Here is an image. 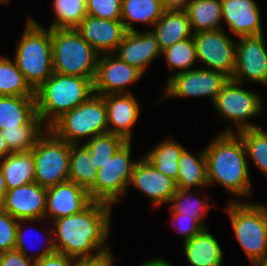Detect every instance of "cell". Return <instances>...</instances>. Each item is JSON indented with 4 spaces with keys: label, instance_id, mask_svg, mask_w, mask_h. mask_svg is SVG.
<instances>
[{
    "label": "cell",
    "instance_id": "1",
    "mask_svg": "<svg viewBox=\"0 0 267 266\" xmlns=\"http://www.w3.org/2000/svg\"><path fill=\"white\" fill-rule=\"evenodd\" d=\"M111 210L107 203L92 201L77 214L53 220L56 251L73 258H93L110 252L106 244L111 231Z\"/></svg>",
    "mask_w": 267,
    "mask_h": 266
},
{
    "label": "cell",
    "instance_id": "2",
    "mask_svg": "<svg viewBox=\"0 0 267 266\" xmlns=\"http://www.w3.org/2000/svg\"><path fill=\"white\" fill-rule=\"evenodd\" d=\"M231 126L218 133L204 148L209 186L221 184L238 197L251 196L246 149L241 137Z\"/></svg>",
    "mask_w": 267,
    "mask_h": 266
},
{
    "label": "cell",
    "instance_id": "3",
    "mask_svg": "<svg viewBox=\"0 0 267 266\" xmlns=\"http://www.w3.org/2000/svg\"><path fill=\"white\" fill-rule=\"evenodd\" d=\"M94 79L54 72L35 90L36 112L44 123L43 126L49 128L65 112L95 94Z\"/></svg>",
    "mask_w": 267,
    "mask_h": 266
},
{
    "label": "cell",
    "instance_id": "4",
    "mask_svg": "<svg viewBox=\"0 0 267 266\" xmlns=\"http://www.w3.org/2000/svg\"><path fill=\"white\" fill-rule=\"evenodd\" d=\"M15 53L17 67L30 87L37 90L54 73L52 29H45L28 18Z\"/></svg>",
    "mask_w": 267,
    "mask_h": 266
},
{
    "label": "cell",
    "instance_id": "5",
    "mask_svg": "<svg viewBox=\"0 0 267 266\" xmlns=\"http://www.w3.org/2000/svg\"><path fill=\"white\" fill-rule=\"evenodd\" d=\"M228 213L238 243L253 266L267 256V206L231 200Z\"/></svg>",
    "mask_w": 267,
    "mask_h": 266
},
{
    "label": "cell",
    "instance_id": "6",
    "mask_svg": "<svg viewBox=\"0 0 267 266\" xmlns=\"http://www.w3.org/2000/svg\"><path fill=\"white\" fill-rule=\"evenodd\" d=\"M99 56L76 29H52L54 72L95 78Z\"/></svg>",
    "mask_w": 267,
    "mask_h": 266
},
{
    "label": "cell",
    "instance_id": "7",
    "mask_svg": "<svg viewBox=\"0 0 267 266\" xmlns=\"http://www.w3.org/2000/svg\"><path fill=\"white\" fill-rule=\"evenodd\" d=\"M49 129L69 144H80L109 132L107 107L104 97L93 94L87 101L65 112Z\"/></svg>",
    "mask_w": 267,
    "mask_h": 266
},
{
    "label": "cell",
    "instance_id": "8",
    "mask_svg": "<svg viewBox=\"0 0 267 266\" xmlns=\"http://www.w3.org/2000/svg\"><path fill=\"white\" fill-rule=\"evenodd\" d=\"M31 152L34 156V182L49 188L69 180L71 144L45 127Z\"/></svg>",
    "mask_w": 267,
    "mask_h": 266
},
{
    "label": "cell",
    "instance_id": "9",
    "mask_svg": "<svg viewBox=\"0 0 267 266\" xmlns=\"http://www.w3.org/2000/svg\"><path fill=\"white\" fill-rule=\"evenodd\" d=\"M131 141H126L106 163L97 170L96 201L111 206L126 194L133 169L138 162L131 160Z\"/></svg>",
    "mask_w": 267,
    "mask_h": 266
},
{
    "label": "cell",
    "instance_id": "10",
    "mask_svg": "<svg viewBox=\"0 0 267 266\" xmlns=\"http://www.w3.org/2000/svg\"><path fill=\"white\" fill-rule=\"evenodd\" d=\"M241 85L228 79L212 103L221 117L235 124L237 132L260 127L247 120L263 112L264 108L261 96L244 90Z\"/></svg>",
    "mask_w": 267,
    "mask_h": 266
},
{
    "label": "cell",
    "instance_id": "11",
    "mask_svg": "<svg viewBox=\"0 0 267 266\" xmlns=\"http://www.w3.org/2000/svg\"><path fill=\"white\" fill-rule=\"evenodd\" d=\"M197 61L209 70L218 71L232 78L237 61L238 45L225 30L202 31L193 34Z\"/></svg>",
    "mask_w": 267,
    "mask_h": 266
},
{
    "label": "cell",
    "instance_id": "12",
    "mask_svg": "<svg viewBox=\"0 0 267 266\" xmlns=\"http://www.w3.org/2000/svg\"><path fill=\"white\" fill-rule=\"evenodd\" d=\"M228 77L221 72L207 68H195L168 77L164 97H204L209 96L212 103L221 92Z\"/></svg>",
    "mask_w": 267,
    "mask_h": 266
},
{
    "label": "cell",
    "instance_id": "13",
    "mask_svg": "<svg viewBox=\"0 0 267 266\" xmlns=\"http://www.w3.org/2000/svg\"><path fill=\"white\" fill-rule=\"evenodd\" d=\"M237 61L232 80L267 84V48L262 35L238 37Z\"/></svg>",
    "mask_w": 267,
    "mask_h": 266
},
{
    "label": "cell",
    "instance_id": "14",
    "mask_svg": "<svg viewBox=\"0 0 267 266\" xmlns=\"http://www.w3.org/2000/svg\"><path fill=\"white\" fill-rule=\"evenodd\" d=\"M142 76L138 69L123 62L114 53L101 54L94 79V93L101 96L131 93L126 87Z\"/></svg>",
    "mask_w": 267,
    "mask_h": 266
},
{
    "label": "cell",
    "instance_id": "15",
    "mask_svg": "<svg viewBox=\"0 0 267 266\" xmlns=\"http://www.w3.org/2000/svg\"><path fill=\"white\" fill-rule=\"evenodd\" d=\"M47 188L36 182L7 190L3 210L19 220L45 219Z\"/></svg>",
    "mask_w": 267,
    "mask_h": 266
},
{
    "label": "cell",
    "instance_id": "16",
    "mask_svg": "<svg viewBox=\"0 0 267 266\" xmlns=\"http://www.w3.org/2000/svg\"><path fill=\"white\" fill-rule=\"evenodd\" d=\"M131 184L148 196L154 207L168 205L177 190L175 180L158 171L144 156L134 166Z\"/></svg>",
    "mask_w": 267,
    "mask_h": 266
},
{
    "label": "cell",
    "instance_id": "17",
    "mask_svg": "<svg viewBox=\"0 0 267 266\" xmlns=\"http://www.w3.org/2000/svg\"><path fill=\"white\" fill-rule=\"evenodd\" d=\"M114 54L144 74L148 65L162 55V50L151 31L134 30L126 32Z\"/></svg>",
    "mask_w": 267,
    "mask_h": 266
},
{
    "label": "cell",
    "instance_id": "18",
    "mask_svg": "<svg viewBox=\"0 0 267 266\" xmlns=\"http://www.w3.org/2000/svg\"><path fill=\"white\" fill-rule=\"evenodd\" d=\"M92 202L89 193L73 181L47 188L45 219L52 220L81 212Z\"/></svg>",
    "mask_w": 267,
    "mask_h": 266
},
{
    "label": "cell",
    "instance_id": "19",
    "mask_svg": "<svg viewBox=\"0 0 267 266\" xmlns=\"http://www.w3.org/2000/svg\"><path fill=\"white\" fill-rule=\"evenodd\" d=\"M75 29L100 55L114 53L127 32L121 20L89 15Z\"/></svg>",
    "mask_w": 267,
    "mask_h": 266
},
{
    "label": "cell",
    "instance_id": "20",
    "mask_svg": "<svg viewBox=\"0 0 267 266\" xmlns=\"http://www.w3.org/2000/svg\"><path fill=\"white\" fill-rule=\"evenodd\" d=\"M222 20L237 38L262 35L261 12L254 0H221Z\"/></svg>",
    "mask_w": 267,
    "mask_h": 266
},
{
    "label": "cell",
    "instance_id": "21",
    "mask_svg": "<svg viewBox=\"0 0 267 266\" xmlns=\"http://www.w3.org/2000/svg\"><path fill=\"white\" fill-rule=\"evenodd\" d=\"M107 107L109 133L132 141V128L137 122L140 113L138 100L132 93L104 95Z\"/></svg>",
    "mask_w": 267,
    "mask_h": 266
},
{
    "label": "cell",
    "instance_id": "22",
    "mask_svg": "<svg viewBox=\"0 0 267 266\" xmlns=\"http://www.w3.org/2000/svg\"><path fill=\"white\" fill-rule=\"evenodd\" d=\"M153 26L155 29L150 31L162 51L176 42L193 37L188 14L182 6L169 5Z\"/></svg>",
    "mask_w": 267,
    "mask_h": 266
},
{
    "label": "cell",
    "instance_id": "23",
    "mask_svg": "<svg viewBox=\"0 0 267 266\" xmlns=\"http://www.w3.org/2000/svg\"><path fill=\"white\" fill-rule=\"evenodd\" d=\"M183 245L185 257L191 266H222L223 251L207 228Z\"/></svg>",
    "mask_w": 267,
    "mask_h": 266
},
{
    "label": "cell",
    "instance_id": "24",
    "mask_svg": "<svg viewBox=\"0 0 267 266\" xmlns=\"http://www.w3.org/2000/svg\"><path fill=\"white\" fill-rule=\"evenodd\" d=\"M69 180L81 186L96 201L97 169L84 144H71Z\"/></svg>",
    "mask_w": 267,
    "mask_h": 266
},
{
    "label": "cell",
    "instance_id": "25",
    "mask_svg": "<svg viewBox=\"0 0 267 266\" xmlns=\"http://www.w3.org/2000/svg\"><path fill=\"white\" fill-rule=\"evenodd\" d=\"M168 6L166 0H122L121 21L126 31L136 30V22L153 27Z\"/></svg>",
    "mask_w": 267,
    "mask_h": 266
},
{
    "label": "cell",
    "instance_id": "26",
    "mask_svg": "<svg viewBox=\"0 0 267 266\" xmlns=\"http://www.w3.org/2000/svg\"><path fill=\"white\" fill-rule=\"evenodd\" d=\"M182 7L188 14L193 34L223 28L221 0H188Z\"/></svg>",
    "mask_w": 267,
    "mask_h": 266
},
{
    "label": "cell",
    "instance_id": "27",
    "mask_svg": "<svg viewBox=\"0 0 267 266\" xmlns=\"http://www.w3.org/2000/svg\"><path fill=\"white\" fill-rule=\"evenodd\" d=\"M36 114L35 96H0V131L27 124Z\"/></svg>",
    "mask_w": 267,
    "mask_h": 266
},
{
    "label": "cell",
    "instance_id": "28",
    "mask_svg": "<svg viewBox=\"0 0 267 266\" xmlns=\"http://www.w3.org/2000/svg\"><path fill=\"white\" fill-rule=\"evenodd\" d=\"M177 189L191 190L194 187L209 185L205 151L198 156L192 155L186 148L178 161V178L175 181Z\"/></svg>",
    "mask_w": 267,
    "mask_h": 266
},
{
    "label": "cell",
    "instance_id": "29",
    "mask_svg": "<svg viewBox=\"0 0 267 266\" xmlns=\"http://www.w3.org/2000/svg\"><path fill=\"white\" fill-rule=\"evenodd\" d=\"M0 166L7 190L34 182V156L31 151L10 153L0 161Z\"/></svg>",
    "mask_w": 267,
    "mask_h": 266
},
{
    "label": "cell",
    "instance_id": "30",
    "mask_svg": "<svg viewBox=\"0 0 267 266\" xmlns=\"http://www.w3.org/2000/svg\"><path fill=\"white\" fill-rule=\"evenodd\" d=\"M42 121L36 114L27 124L17 128L1 130L6 146L11 153L29 152L37 139L45 132Z\"/></svg>",
    "mask_w": 267,
    "mask_h": 266
},
{
    "label": "cell",
    "instance_id": "31",
    "mask_svg": "<svg viewBox=\"0 0 267 266\" xmlns=\"http://www.w3.org/2000/svg\"><path fill=\"white\" fill-rule=\"evenodd\" d=\"M184 149L178 142L166 138L145 154L144 157L158 171L176 181L178 178V161Z\"/></svg>",
    "mask_w": 267,
    "mask_h": 266
},
{
    "label": "cell",
    "instance_id": "32",
    "mask_svg": "<svg viewBox=\"0 0 267 266\" xmlns=\"http://www.w3.org/2000/svg\"><path fill=\"white\" fill-rule=\"evenodd\" d=\"M0 96H35L16 62L0 56Z\"/></svg>",
    "mask_w": 267,
    "mask_h": 266
},
{
    "label": "cell",
    "instance_id": "33",
    "mask_svg": "<svg viewBox=\"0 0 267 266\" xmlns=\"http://www.w3.org/2000/svg\"><path fill=\"white\" fill-rule=\"evenodd\" d=\"M55 17L50 29H75L87 16L86 0H53Z\"/></svg>",
    "mask_w": 267,
    "mask_h": 266
},
{
    "label": "cell",
    "instance_id": "34",
    "mask_svg": "<svg viewBox=\"0 0 267 266\" xmlns=\"http://www.w3.org/2000/svg\"><path fill=\"white\" fill-rule=\"evenodd\" d=\"M191 193V190L177 189L169 202L171 204L169 208L174 213L181 214V217L197 219L206 228L204 216L210 209L207 196L204 195V199L200 200L198 193L194 195Z\"/></svg>",
    "mask_w": 267,
    "mask_h": 266
},
{
    "label": "cell",
    "instance_id": "35",
    "mask_svg": "<svg viewBox=\"0 0 267 266\" xmlns=\"http://www.w3.org/2000/svg\"><path fill=\"white\" fill-rule=\"evenodd\" d=\"M237 134L244 143L247 157L267 175V132L258 127L244 129Z\"/></svg>",
    "mask_w": 267,
    "mask_h": 266
},
{
    "label": "cell",
    "instance_id": "36",
    "mask_svg": "<svg viewBox=\"0 0 267 266\" xmlns=\"http://www.w3.org/2000/svg\"><path fill=\"white\" fill-rule=\"evenodd\" d=\"M162 55L169 69L179 70L174 74L192 70V65L197 60L193 37L174 43L163 50Z\"/></svg>",
    "mask_w": 267,
    "mask_h": 266
},
{
    "label": "cell",
    "instance_id": "37",
    "mask_svg": "<svg viewBox=\"0 0 267 266\" xmlns=\"http://www.w3.org/2000/svg\"><path fill=\"white\" fill-rule=\"evenodd\" d=\"M125 142L123 137L108 132L84 141L83 144L90 151L94 166L98 170L101 165L114 156Z\"/></svg>",
    "mask_w": 267,
    "mask_h": 266
},
{
    "label": "cell",
    "instance_id": "38",
    "mask_svg": "<svg viewBox=\"0 0 267 266\" xmlns=\"http://www.w3.org/2000/svg\"><path fill=\"white\" fill-rule=\"evenodd\" d=\"M122 0H86L87 15L108 20H121Z\"/></svg>",
    "mask_w": 267,
    "mask_h": 266
},
{
    "label": "cell",
    "instance_id": "39",
    "mask_svg": "<svg viewBox=\"0 0 267 266\" xmlns=\"http://www.w3.org/2000/svg\"><path fill=\"white\" fill-rule=\"evenodd\" d=\"M18 220L0 211V253L15 249Z\"/></svg>",
    "mask_w": 267,
    "mask_h": 266
},
{
    "label": "cell",
    "instance_id": "40",
    "mask_svg": "<svg viewBox=\"0 0 267 266\" xmlns=\"http://www.w3.org/2000/svg\"><path fill=\"white\" fill-rule=\"evenodd\" d=\"M28 221L32 222V221H35V220H19L18 221L17 231H16L15 249L20 251L27 258L32 259L34 261L40 260V259H42V258H44V257H46L48 255L56 253L57 251H56V248H55V245H54L53 229H51L50 232L48 233V234H50L49 237L46 238V240H47V242H45L46 246L44 248H42L41 252L37 251L38 254L35 253V254L29 256V253L27 251V247H26L25 242H24V237H26V236H24L23 228L21 227V222H23L24 225H25Z\"/></svg>",
    "mask_w": 267,
    "mask_h": 266
},
{
    "label": "cell",
    "instance_id": "41",
    "mask_svg": "<svg viewBox=\"0 0 267 266\" xmlns=\"http://www.w3.org/2000/svg\"><path fill=\"white\" fill-rule=\"evenodd\" d=\"M170 211L172 213V223L173 221L176 223V228H178V232L183 236L184 242L206 229L197 219L181 217V214L174 213L171 209Z\"/></svg>",
    "mask_w": 267,
    "mask_h": 266
},
{
    "label": "cell",
    "instance_id": "42",
    "mask_svg": "<svg viewBox=\"0 0 267 266\" xmlns=\"http://www.w3.org/2000/svg\"><path fill=\"white\" fill-rule=\"evenodd\" d=\"M0 266H36V261L27 258L18 250L12 249L0 253Z\"/></svg>",
    "mask_w": 267,
    "mask_h": 266
},
{
    "label": "cell",
    "instance_id": "43",
    "mask_svg": "<svg viewBox=\"0 0 267 266\" xmlns=\"http://www.w3.org/2000/svg\"><path fill=\"white\" fill-rule=\"evenodd\" d=\"M112 253L105 252L93 258H74L71 266H112Z\"/></svg>",
    "mask_w": 267,
    "mask_h": 266
},
{
    "label": "cell",
    "instance_id": "44",
    "mask_svg": "<svg viewBox=\"0 0 267 266\" xmlns=\"http://www.w3.org/2000/svg\"><path fill=\"white\" fill-rule=\"evenodd\" d=\"M74 258L61 253H54L36 261V266H71Z\"/></svg>",
    "mask_w": 267,
    "mask_h": 266
},
{
    "label": "cell",
    "instance_id": "45",
    "mask_svg": "<svg viewBox=\"0 0 267 266\" xmlns=\"http://www.w3.org/2000/svg\"><path fill=\"white\" fill-rule=\"evenodd\" d=\"M141 266H173V265L167 262V260L163 258H156L142 263Z\"/></svg>",
    "mask_w": 267,
    "mask_h": 266
},
{
    "label": "cell",
    "instance_id": "46",
    "mask_svg": "<svg viewBox=\"0 0 267 266\" xmlns=\"http://www.w3.org/2000/svg\"><path fill=\"white\" fill-rule=\"evenodd\" d=\"M10 153L11 152L8 150L5 140L2 137V134L0 133V161H2Z\"/></svg>",
    "mask_w": 267,
    "mask_h": 266
},
{
    "label": "cell",
    "instance_id": "47",
    "mask_svg": "<svg viewBox=\"0 0 267 266\" xmlns=\"http://www.w3.org/2000/svg\"><path fill=\"white\" fill-rule=\"evenodd\" d=\"M7 192V185L4 179V173L0 166V196L4 198L5 194Z\"/></svg>",
    "mask_w": 267,
    "mask_h": 266
},
{
    "label": "cell",
    "instance_id": "48",
    "mask_svg": "<svg viewBox=\"0 0 267 266\" xmlns=\"http://www.w3.org/2000/svg\"><path fill=\"white\" fill-rule=\"evenodd\" d=\"M186 1L188 0H166L168 5H178V6H182Z\"/></svg>",
    "mask_w": 267,
    "mask_h": 266
},
{
    "label": "cell",
    "instance_id": "49",
    "mask_svg": "<svg viewBox=\"0 0 267 266\" xmlns=\"http://www.w3.org/2000/svg\"><path fill=\"white\" fill-rule=\"evenodd\" d=\"M253 266H267V256L264 259L257 261Z\"/></svg>",
    "mask_w": 267,
    "mask_h": 266
},
{
    "label": "cell",
    "instance_id": "50",
    "mask_svg": "<svg viewBox=\"0 0 267 266\" xmlns=\"http://www.w3.org/2000/svg\"><path fill=\"white\" fill-rule=\"evenodd\" d=\"M3 210V198L0 196V211Z\"/></svg>",
    "mask_w": 267,
    "mask_h": 266
},
{
    "label": "cell",
    "instance_id": "51",
    "mask_svg": "<svg viewBox=\"0 0 267 266\" xmlns=\"http://www.w3.org/2000/svg\"><path fill=\"white\" fill-rule=\"evenodd\" d=\"M8 1H9V0H0V3H1V4H2V3H3V4H6V3H8Z\"/></svg>",
    "mask_w": 267,
    "mask_h": 266
}]
</instances>
